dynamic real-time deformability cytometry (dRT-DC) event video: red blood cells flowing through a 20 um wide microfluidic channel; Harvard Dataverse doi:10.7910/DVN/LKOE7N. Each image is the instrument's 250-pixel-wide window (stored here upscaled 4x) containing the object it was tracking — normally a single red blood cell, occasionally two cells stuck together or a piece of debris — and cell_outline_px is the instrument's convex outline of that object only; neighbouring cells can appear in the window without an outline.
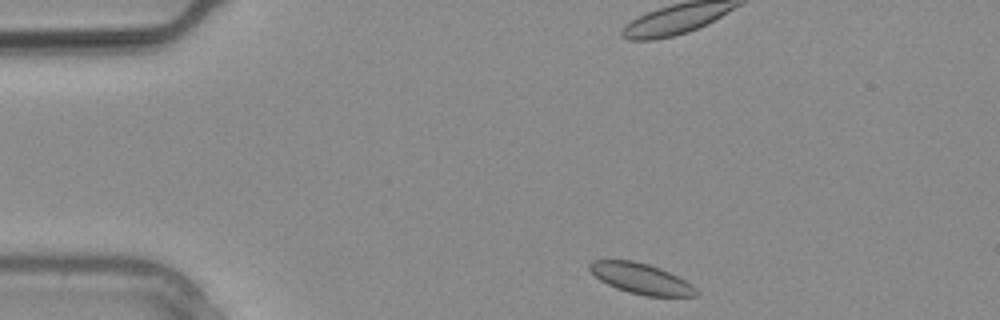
{"species": "common noctule bat (a hibernating species)", "species_latin": "Nyctalus noctula", "temperature_condition": "warm", "stored_images_in_passage": 25, "camera_frame_rate_fps": 3000, "um_per_image_px": 0.085, "animal": {"sex": "male", "body_mass_g": 20.4}, "frame": {"image": 1, "passage_image": 1, "time_ms": 0.0, "image_size_px": [1000, 320], "cell_outline_px": [[700, 292], [696, 296], [644, 296], [628, 292], [616, 288], [600, 280], [588, 268], [588, 264], [592, 260], [632, 260], [648, 264], [660, 268], [684, 280], [696, 288]], "centroid_in_image_um": [54.47, 23.68], "position_along_channel_um": 30.5, "area_um2": 18.84}}